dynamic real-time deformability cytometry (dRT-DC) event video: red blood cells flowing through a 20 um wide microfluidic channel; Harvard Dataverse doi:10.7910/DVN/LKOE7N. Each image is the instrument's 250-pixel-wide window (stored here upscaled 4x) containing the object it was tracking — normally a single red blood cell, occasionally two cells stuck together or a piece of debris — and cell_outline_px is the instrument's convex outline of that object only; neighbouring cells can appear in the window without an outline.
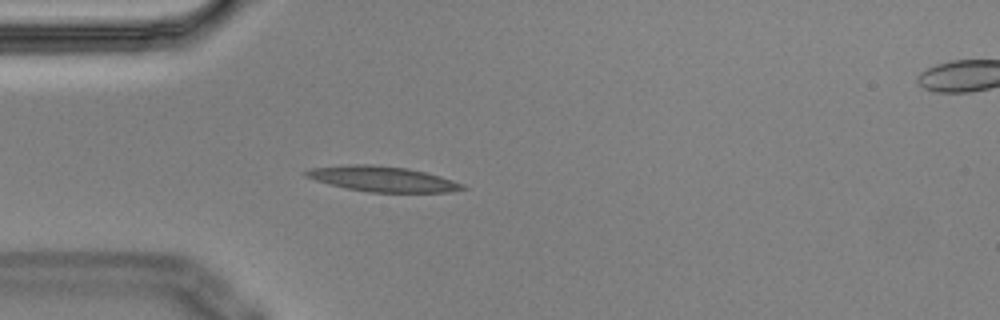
{"species": "Egyptian fruit bat (a non-hibernating species)", "species_latin": "Rousettus aegyptiacus", "temperature_condition": "cold", "stored_images_in_passage": 5, "segment_of_instrument_passage": [1, 2], "camera_frame_rate_fps": 3000, "um_per_image_px": 0.085, "animal": {"sex": "male"}, "frame": {"image": 1, "passage_image": 4, "time_ms": 1.0, "image_size_px": [1000, 320], "cell_outline_px": [[468, 188], [448, 192], [368, 192], [344, 188], [316, 180], [304, 176], [304, 172], [312, 168], [352, 164], [372, 164], [408, 168], [440, 176], [464, 184]], "centroid_in_image_um": [32.52, 15.21], "position_along_channel_um": 52.5, "area_um2": 23.0}}